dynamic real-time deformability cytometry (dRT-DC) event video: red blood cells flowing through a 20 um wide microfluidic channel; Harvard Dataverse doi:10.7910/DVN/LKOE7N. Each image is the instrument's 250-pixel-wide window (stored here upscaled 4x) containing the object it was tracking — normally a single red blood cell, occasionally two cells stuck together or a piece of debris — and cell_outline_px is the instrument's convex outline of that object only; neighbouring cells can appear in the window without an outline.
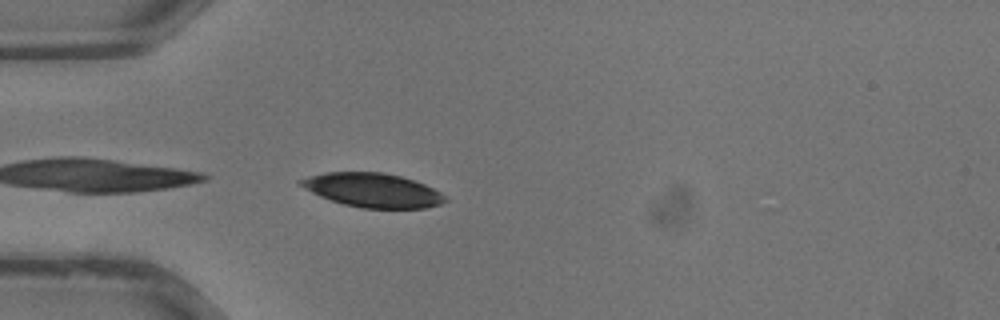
{"species": "common noctule bat (a hibernating species)", "species_latin": "Nyctalus noctula", "temperature_condition": "warm", "stored_images_in_passage": 18, "camera_frame_rate_fps": 3000, "um_per_image_px": 0.085, "animal": {"sex": "male", "body_mass_g": 13.3}, "frame": {"image": 1, "passage_image": 1, "time_ms": 0.0, "image_size_px": [1000, 320], "cell_outline_px": [[448, 200], [440, 204], [424, 208], [364, 208], [344, 204], [320, 196], [296, 184], [296, 180], [308, 176], [324, 172], [384, 172], [400, 176], [424, 184], [440, 192]], "centroid_in_image_um": [31.63, 16.15], "position_along_channel_um": 53.4, "area_um2": 28.55}}